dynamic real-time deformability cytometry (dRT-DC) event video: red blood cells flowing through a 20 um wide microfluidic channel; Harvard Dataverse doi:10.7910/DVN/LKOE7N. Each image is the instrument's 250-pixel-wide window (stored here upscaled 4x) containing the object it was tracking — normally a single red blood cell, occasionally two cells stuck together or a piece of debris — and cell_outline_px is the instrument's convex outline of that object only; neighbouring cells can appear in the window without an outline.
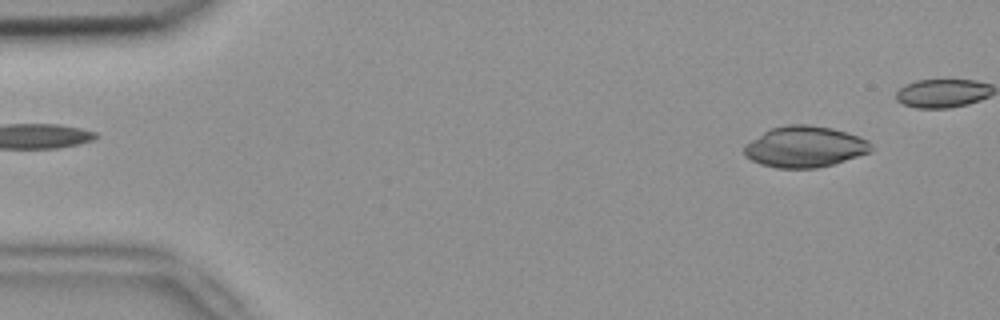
{"species": "common noctule bat (a hibernating species)", "species_latin": "Nyctalus noctula", "temperature_condition": "room temperature", "stored_images_in_passage": 5, "camera_frame_rate_fps": 3000, "um_per_image_px": 0.085, "animal": {"sex": "female", "body_mass_g": 18.4}, "frame": {"image": 1, "passage_image": 1, "time_ms": 0.0, "image_size_px": [1000, 320], "cell_outline_px": [[872, 152], [832, 164], [816, 168], [776, 168], [760, 164], [744, 156], [744, 144], [764, 132], [772, 128], [788, 124], [808, 124], [832, 128], [868, 140], [872, 144]], "centroid_in_image_um": [68.39, 12.48], "position_along_channel_um": 16.6, "area_um2": 30.35}}
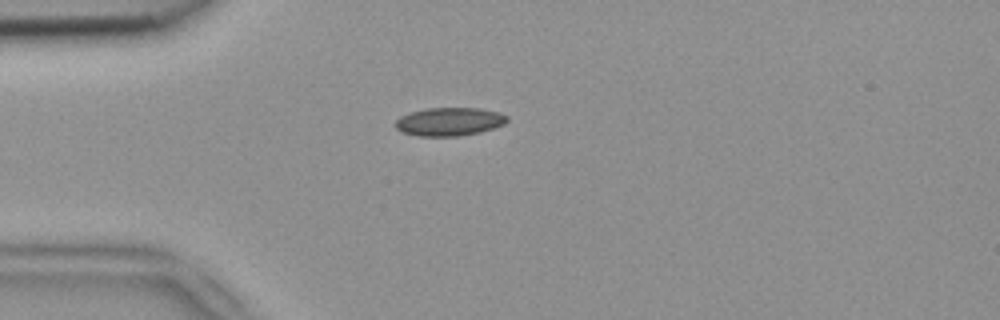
{"frame": {"image": 2, "passage_image": 5, "time_ms": 1.333, "image_size_px": [1000, 320], "cell_outline_px": [[508, 120], [504, 124], [480, 132], [460, 136], [420, 136], [400, 132], [396, 128], [396, 120], [400, 116], [412, 112], [428, 108], [480, 108], [500, 112], [508, 116]], "centroid_in_image_um": [38.21, 10.34], "position_along_channel_um": 46.8, "area_um2": 18.44}}